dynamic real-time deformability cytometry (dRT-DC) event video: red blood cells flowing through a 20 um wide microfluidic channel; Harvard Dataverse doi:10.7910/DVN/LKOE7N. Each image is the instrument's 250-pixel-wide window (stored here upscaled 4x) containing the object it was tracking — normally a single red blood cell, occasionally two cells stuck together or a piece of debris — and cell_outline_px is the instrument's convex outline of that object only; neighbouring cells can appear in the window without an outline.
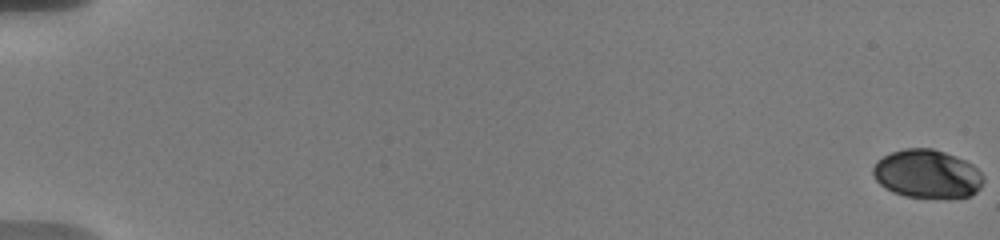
{"species": "human", "species_latin": "Homo sapiens", "temperature_condition": "warm", "stored_images_in_passage": 48, "camera_frame_rate_fps": 3000, "um_per_image_px": 0.085, "donor": {"sex": "male"}, "frame": {"image": 1, "passage_image": 1, "time_ms": 0.0, "image_size_px": [1000, 240], "cell_outline_px": [[984, 180], [980, 188], [972, 196], [904, 196], [892, 192], [884, 188], [876, 180], [872, 172], [872, 168], [876, 160], [892, 152], [904, 148], [932, 148], [956, 156], [972, 164], [984, 176]], "centroid_in_image_um": [78.78, 14.76], "position_along_channel_um": 6.2, "area_um2": 30.92}}
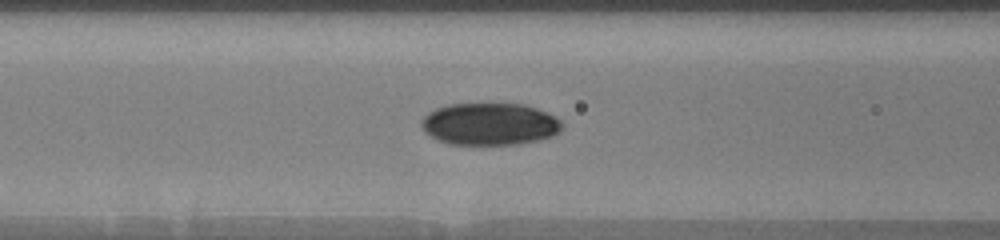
{"frame": {"image": 2, "passage_image": 22, "time_ms": 8.667, "image_size_px": [1000, 240], "cell_outline_px": [[564, 128], [560, 132], [552, 136], [540, 140], [520, 144], [448, 144], [436, 140], [424, 132], [420, 124], [420, 120], [428, 112], [436, 108], [448, 104], [524, 104], [548, 112], [556, 116], [564, 124]], "centroid_in_image_um": [41.64, 10.55], "position_along_channel_um": 125.0, "area_um2": 35.08}}
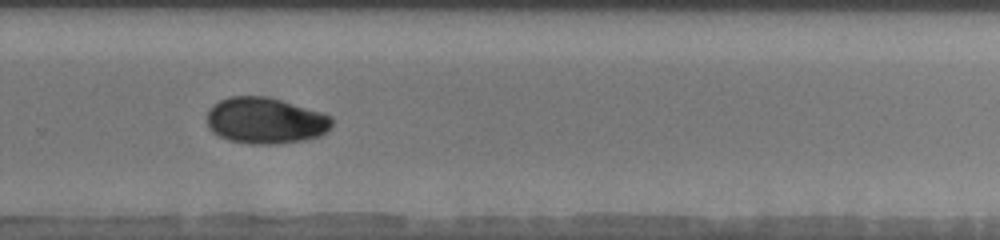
{"frame": {"image": 3, "passage_image": 36, "time_ms": 13.667, "image_size_px": [1000, 240], "cell_outline_px": [[332, 124], [320, 136], [304, 140], [272, 144], [248, 144], [228, 140], [212, 132], [208, 128], [208, 108], [212, 104], [228, 96], [268, 96], [320, 112], [332, 116]], "centroid_in_image_um": [22.52, 10.25], "position_along_channel_um": 307.3, "area_um2": 33.7}, "authors_computed_cell_mechanics": {"area_um2": 33.1772, "velocity_mm_per_s": 3.6467, "shape_relaxation_time_tau1_ms": 3.7907, "shape_relaxation_time_tau2_ms": 3.6789, "deformation_change_tau1": 0.0765, "deformation_change_tau2": 0.0335}}